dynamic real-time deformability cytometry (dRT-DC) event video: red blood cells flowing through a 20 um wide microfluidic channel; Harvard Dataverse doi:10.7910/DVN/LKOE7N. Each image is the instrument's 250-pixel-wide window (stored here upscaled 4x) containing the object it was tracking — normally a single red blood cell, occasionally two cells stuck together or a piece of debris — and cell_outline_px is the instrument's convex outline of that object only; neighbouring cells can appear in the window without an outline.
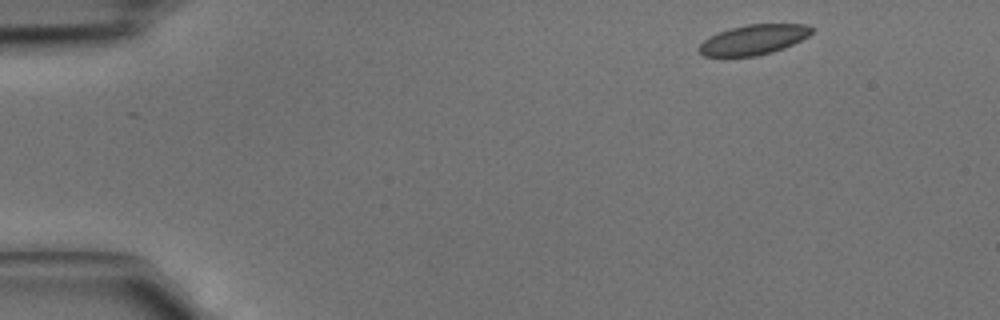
{"species": "common noctule bat (a hibernating species)", "species_latin": "Nyctalus noctula", "temperature_condition": "cold", "stored_images_in_passage": 3, "camera_frame_rate_fps": 3000, "um_per_image_px": 0.085, "animal": {"sex": "male", "body_mass_g": 15.6}, "frame": {"image": 1, "passage_image": 1, "time_ms": 0.0, "image_size_px": [1000, 320], "cell_outline_px": [[812, 32], [808, 36], [784, 48], [772, 52], [756, 56], [704, 56], [696, 48], [704, 40], [728, 28], [748, 24], [808, 24], [812, 28]], "centroid_in_image_um": [64.05, 3.37], "position_along_channel_um": 21.0, "area_um2": 19.54}}